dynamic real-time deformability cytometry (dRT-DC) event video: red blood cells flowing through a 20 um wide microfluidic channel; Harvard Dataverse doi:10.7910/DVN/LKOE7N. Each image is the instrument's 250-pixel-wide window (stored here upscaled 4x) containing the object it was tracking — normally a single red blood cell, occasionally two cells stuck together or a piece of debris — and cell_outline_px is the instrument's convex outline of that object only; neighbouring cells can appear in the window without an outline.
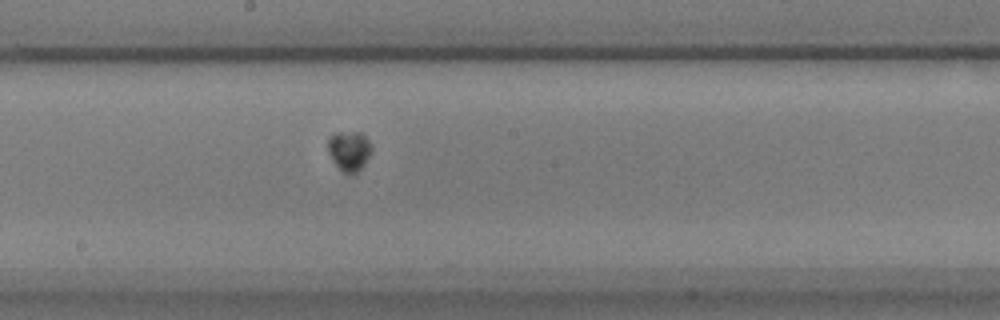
{"species": "common noctule bat (a hibernating species)", "species_latin": "Nyctalus noctula", "temperature_condition": "warm", "stored_images_in_passage": 42, "camera_frame_rate_fps": 3000, "um_per_image_px": 0.085, "animal": {"sex": "male", "body_mass_g": 17.9}, "frame": {"image": 1, "passage_image": 18, "time_ms": 5.667, "image_size_px": [1000, 320], "cell_outline_px": [[372, 148], [364, 164], [352, 176], [344, 172], [336, 164], [328, 152], [328, 136], [336, 132], [360, 132], [368, 140]], "centroid_in_image_um": [29.66, 12.8], "position_along_channel_um": 218.5, "area_um2": 10.0}}